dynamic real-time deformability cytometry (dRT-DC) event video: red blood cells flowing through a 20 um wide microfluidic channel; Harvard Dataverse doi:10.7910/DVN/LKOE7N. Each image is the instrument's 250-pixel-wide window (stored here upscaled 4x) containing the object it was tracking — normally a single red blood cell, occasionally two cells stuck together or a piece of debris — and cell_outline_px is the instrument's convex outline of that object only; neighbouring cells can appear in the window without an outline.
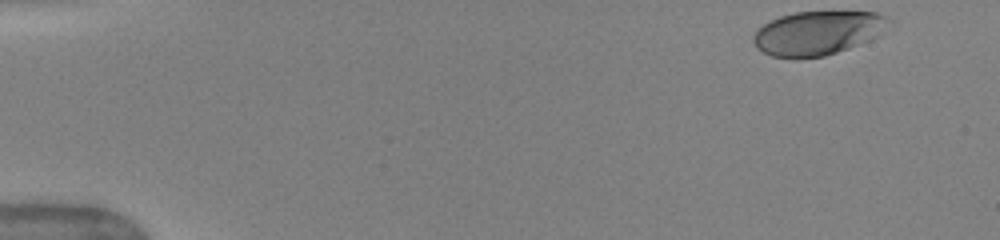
{"species": "human", "species_latin": "Homo sapiens", "temperature_condition": "warm", "stored_images_in_passage": 47, "camera_frame_rate_fps": 3000, "um_per_image_px": 0.085, "donor": {"sex": "female"}, "frame": {"image": 1, "passage_image": 1, "time_ms": 0.0, "image_size_px": [1000, 240], "cell_outline_px": [[892, 20], [880, 36], [848, 48], [824, 56], [796, 60], [772, 56], [756, 48], [752, 40], [752, 36], [756, 28], [780, 16], [796, 12], [876, 12], [888, 16]], "centroid_in_image_um": [69.49, 2.82], "position_along_channel_um": 15.5, "area_um2": 35.2}}
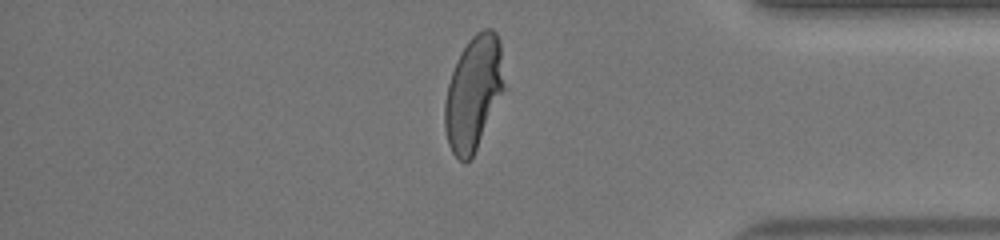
{"frame": {"image": 2, "passage_image": 40, "time_ms": 13.0, "image_size_px": [1000, 240], "cell_outline_px": [[504, 88], [476, 148], [472, 156], [464, 164], [452, 152], [448, 144], [444, 128], [444, 104], [448, 84], [456, 60], [468, 40], [476, 32], [484, 28], [492, 28], [496, 32], [500, 40], [504, 84]], "centroid_in_image_um": [40.22, 7.86], "position_along_channel_um": 395.0, "area_um2": 39.07}}
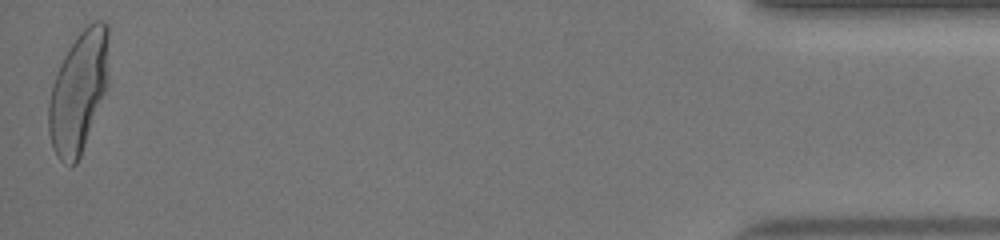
{"frame": {"image": 3, "passage_image": 47, "time_ms": 15.333, "image_size_px": [1000, 240], "cell_outline_px": [[108, 84], [80, 156], [76, 164], [64, 164], [56, 156], [52, 148], [48, 132], [48, 100], [52, 84], [60, 64], [68, 48], [80, 32], [88, 24], [96, 20], [104, 20], [108, 24]], "centroid_in_image_um": [6.66, 7.79], "position_along_channel_um": 428.5, "area_um2": 42.48}, "authors_computed_cell_mechanics": {"area_um2": 39.3618, "velocity_mm_per_s": 4.075, "shape_relaxation_time_tau1_ms": 3.554, "shape_relaxation_time_tau2_ms": null, "deformation_change_tau1": 0.1838, "deformation_change_tau2": null}}